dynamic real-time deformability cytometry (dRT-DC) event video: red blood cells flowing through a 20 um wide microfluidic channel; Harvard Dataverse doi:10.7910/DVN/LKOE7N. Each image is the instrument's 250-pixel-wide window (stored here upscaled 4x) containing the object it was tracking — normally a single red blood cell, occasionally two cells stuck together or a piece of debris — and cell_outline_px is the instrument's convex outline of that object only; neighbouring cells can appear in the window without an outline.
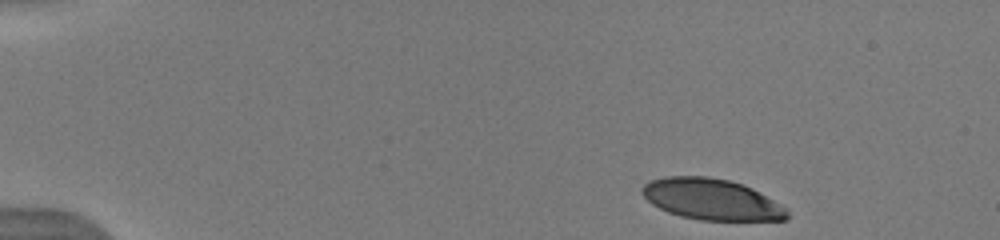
{"species": "human", "species_latin": "Homo sapiens", "temperature_condition": "warm", "stored_images_in_passage": 9, "camera_frame_rate_fps": 3000, "um_per_image_px": 0.085, "donor": {"sex": "male"}, "frame": {"image": 1, "passage_image": 1, "time_ms": 0.0, "image_size_px": [1000, 240], "cell_outline_px": [[788, 220], [700, 220], [680, 216], [668, 212], [652, 204], [640, 192], [640, 188], [648, 180], [664, 176], [708, 176], [728, 180], [752, 188], [780, 204], [788, 212]], "centroid_in_image_um": [60.43, 16.93], "position_along_channel_um": 24.6, "area_um2": 34.68}}